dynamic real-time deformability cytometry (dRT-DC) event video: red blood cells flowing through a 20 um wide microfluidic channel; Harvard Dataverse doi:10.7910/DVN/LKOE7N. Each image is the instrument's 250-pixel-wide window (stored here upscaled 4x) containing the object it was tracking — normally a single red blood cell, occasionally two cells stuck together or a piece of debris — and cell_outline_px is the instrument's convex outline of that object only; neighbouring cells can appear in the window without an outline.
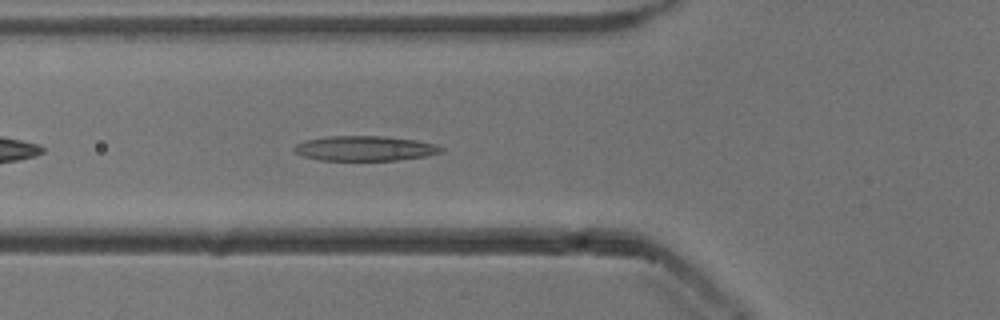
{"species": "common noctule bat (a hibernating species)", "species_latin": "Nyctalus noctula", "temperature_condition": "cold", "stored_images_in_passage": 40, "camera_frame_rate_fps": 3000, "um_per_image_px": 0.085, "animal": {"sex": "male", "body_mass_g": 13.3}, "frame": {"image": 1, "passage_image": 6, "time_ms": 1.667, "image_size_px": [1000, 320], "cell_outline_px": [[444, 148], [440, 152], [424, 156], [396, 160], [320, 160], [304, 156], [296, 152], [292, 148], [296, 144], [308, 140], [328, 136], [384, 136], [416, 140], [436, 144]], "centroid_in_image_um": [31.02, 12.61], "position_along_channel_um": 94.8, "area_um2": 21.1}}
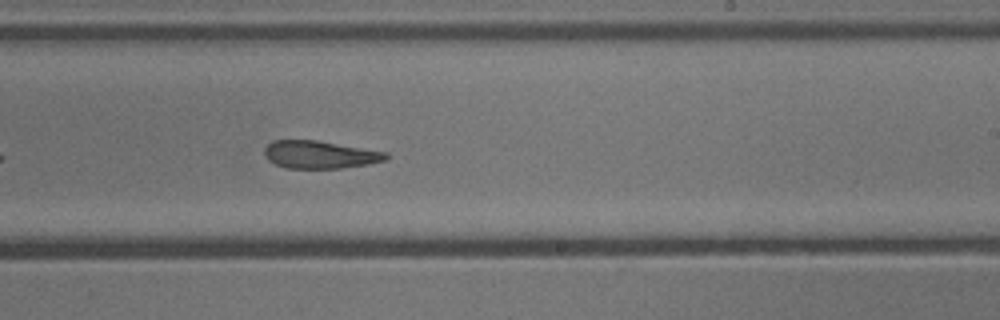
{"frame": {"image": 2, "passage_image": 19, "time_ms": 6.0, "image_size_px": [1000, 320], "cell_outline_px": [[388, 160], [368, 164], [340, 168], [288, 168], [276, 164], [268, 160], [264, 152], [264, 148], [272, 140], [316, 140], [388, 152]], "centroid_in_image_um": [27.21, 13.14], "position_along_channel_um": 261.8, "area_um2": 19.59}}
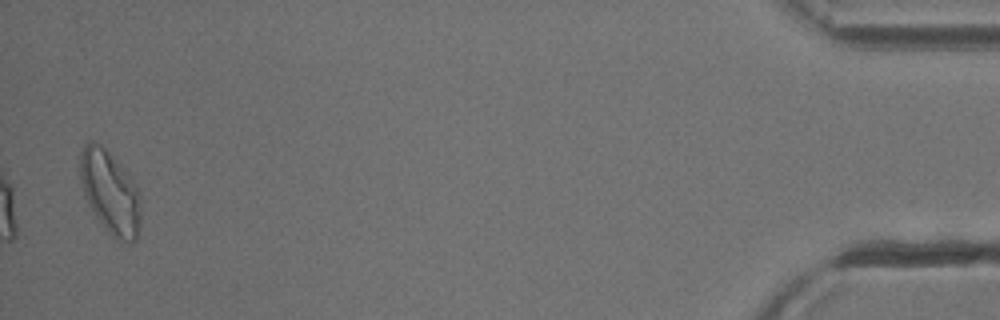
{"frame": {"image": 3, "passage_image": 39, "time_ms": 12.667, "image_size_px": [1000, 320], "cell_outline_px": [[140, 224], [136, 240], [132, 244], [128, 244], [116, 240], [112, 236], [96, 216], [88, 204], [80, 180], [80, 152], [84, 144], [92, 140], [100, 144], [128, 172], [140, 192]], "centroid_in_image_um": [9.38, 16.36], "position_along_channel_um": 425.8, "area_um2": 29.54}, "authors_computed_cell_mechanics": {"area_um2": 21.5016, "velocity_mm_per_s": 3.841, "shape_relaxation_time_tau1_ms": 4.6689, "shape_relaxation_time_tau2_ms": 3.8509, "deformation_change_tau1": 0.1459, "deformation_change_tau2": 0.1318}}